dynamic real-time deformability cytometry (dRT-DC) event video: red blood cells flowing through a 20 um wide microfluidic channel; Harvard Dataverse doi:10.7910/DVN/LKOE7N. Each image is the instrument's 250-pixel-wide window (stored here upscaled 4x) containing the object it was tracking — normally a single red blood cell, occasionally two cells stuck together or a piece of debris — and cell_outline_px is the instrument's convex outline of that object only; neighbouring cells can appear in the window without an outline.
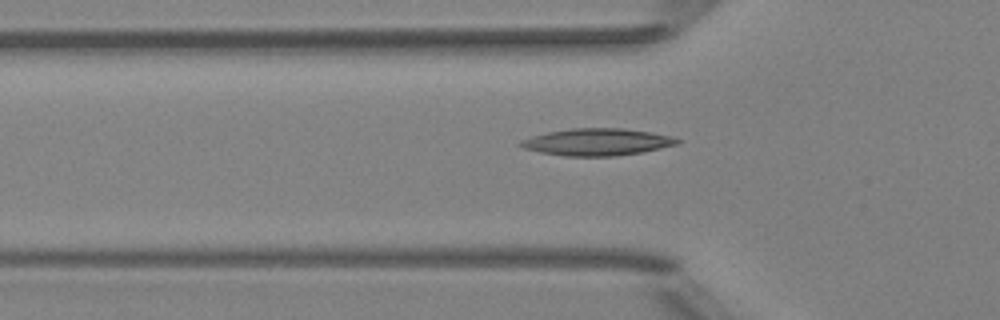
{"species": "Egyptian fruit bat (a non-hibernating species)", "species_latin": "Rousettus aegyptiacus", "temperature_condition": "room temperature", "stored_images_in_passage": 33, "camera_frame_rate_fps": 3000, "um_per_image_px": 0.085, "animal": {"sex": "female"}, "frame": {"image": 1, "passage_image": 2, "time_ms": 0.333, "image_size_px": [1000, 320], "cell_outline_px": [[680, 144], [640, 152], [616, 156], [564, 156], [540, 152], [524, 148], [516, 144], [520, 140], [532, 136], [548, 132], [572, 128], [624, 128], [652, 132], [672, 136], [680, 140]], "centroid_in_image_um": [50.75, 12.06], "position_along_channel_um": 75.0, "area_um2": 24.74}}
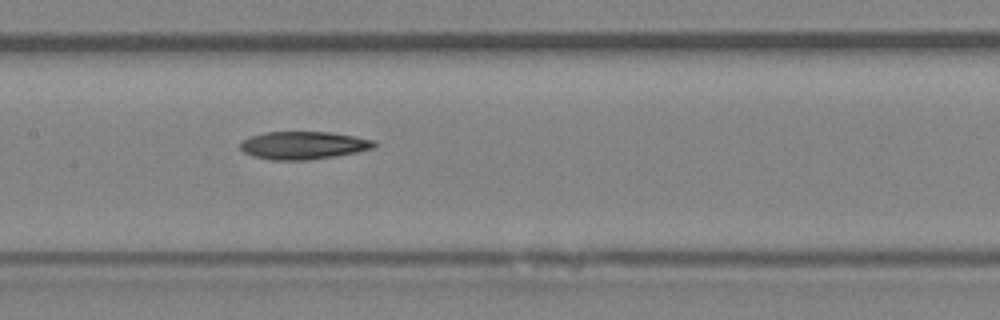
{"frame": {"image": 2, "passage_image": 10, "time_ms": 3.0, "image_size_px": [1000, 320], "cell_outline_px": [[376, 144], [372, 148], [356, 152], [332, 156], [304, 160], [272, 160], [252, 156], [244, 152], [240, 148], [240, 140], [264, 132], [332, 132], [376, 140]], "centroid_in_image_um": [25.75, 12.34], "position_along_channel_um": 181.6, "area_um2": 21.62}}
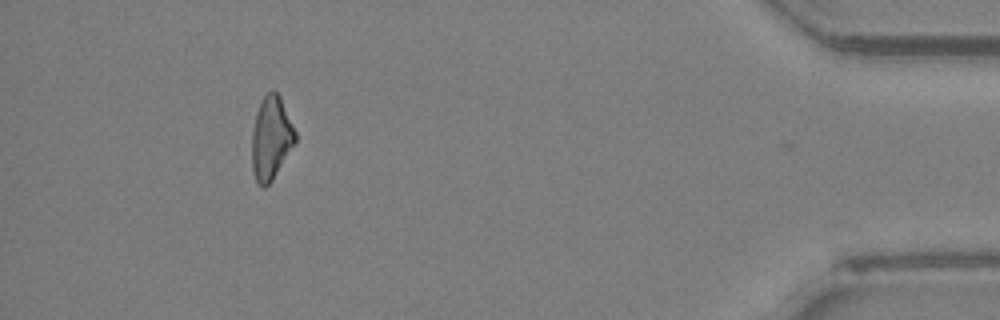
{"frame": {"image": 3, "passage_image": 32, "time_ms": 10.333, "image_size_px": [1000, 320], "cell_outline_px": [[296, 140], [272, 180], [264, 188], [256, 184], [252, 172], [252, 132], [256, 112], [264, 96], [268, 92], [276, 92], [280, 96], [296, 132]], "centroid_in_image_um": [23.02, 11.77], "position_along_channel_um": 412.2, "area_um2": 20.81}}